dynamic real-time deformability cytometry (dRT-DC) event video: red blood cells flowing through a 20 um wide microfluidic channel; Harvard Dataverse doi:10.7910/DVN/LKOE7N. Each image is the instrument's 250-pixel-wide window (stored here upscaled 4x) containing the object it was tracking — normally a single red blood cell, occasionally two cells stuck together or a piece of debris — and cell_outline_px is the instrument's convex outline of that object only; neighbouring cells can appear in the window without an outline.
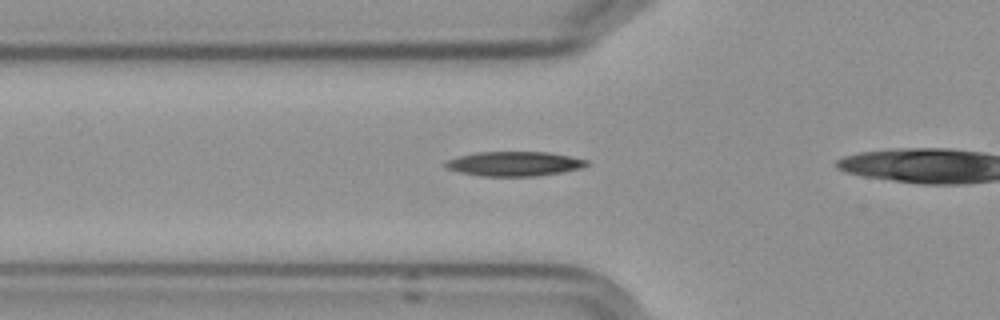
{"species": "Egyptian fruit bat (a non-hibernating species)", "species_latin": "Rousettus aegyptiacus", "temperature_condition": "cold", "stored_images_in_passage": 35, "camera_frame_rate_fps": 3000, "um_per_image_px": 0.085, "frame": {"image": 1, "passage_image": 6, "time_ms": 1.667, "image_size_px": [1000, 320], "cell_outline_px": [[588, 164], [580, 168], [564, 172], [540, 176], [480, 176], [460, 172], [444, 168], [440, 164], [448, 160], [460, 156], [476, 152], [548, 152], [588, 160]], "centroid_in_image_um": [43.67, 13.93], "position_along_channel_um": 82.1, "area_um2": 20.29}}
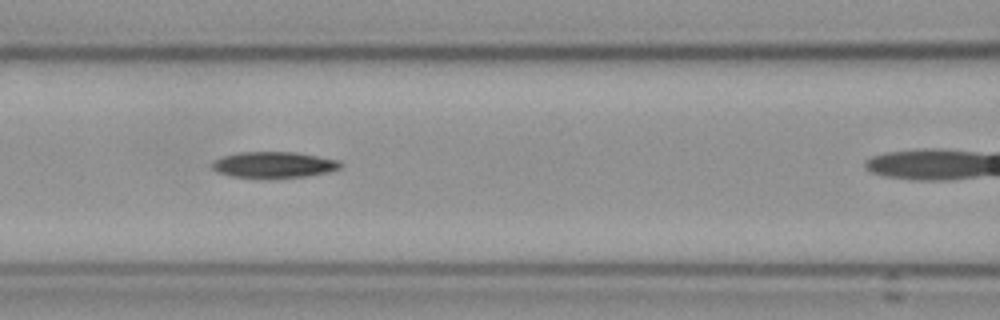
{"frame": {"image": 2, "passage_image": 11, "time_ms": 3.333, "image_size_px": [1000, 320], "cell_outline_px": [[344, 164], [340, 168], [328, 172], [304, 176], [232, 176], [216, 172], [212, 168], [212, 164], [216, 160], [224, 156], [240, 152], [296, 152], [340, 160]], "centroid_in_image_um": [23.33, 13.97], "position_along_channel_um": 143.3, "area_um2": 18.9}}
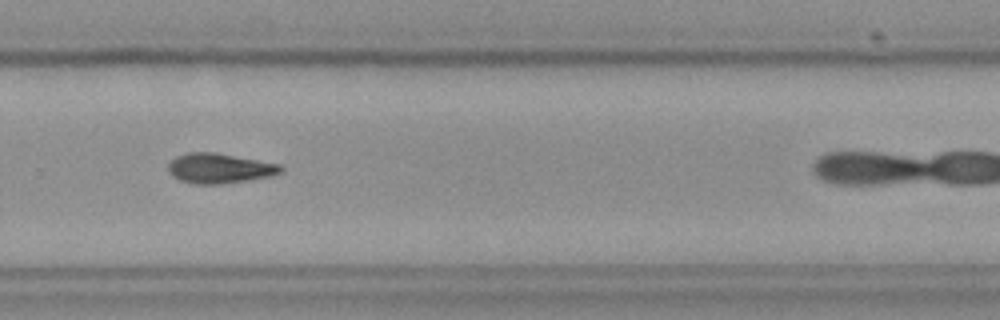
{"frame": {"image": 3, "passage_image": 25, "time_ms": 8.0, "image_size_px": [1000, 320], "cell_outline_px": [[284, 172], [272, 176], [224, 184], [192, 184], [180, 180], [172, 176], [168, 172], [168, 164], [176, 156], [188, 152], [216, 152], [280, 164], [284, 168]], "centroid_in_image_um": [18.67, 14.31], "position_along_channel_um": 311.1, "area_um2": 19.94}, "authors_computed_cell_mechanics": {"area_um2": 19.8832, "velocity_mm_per_s": 3.5967, "shape_relaxation_time_tau1_ms": 4.0177, "shape_relaxation_time_tau2_ms": null, "deformation_change_tau1": 0.1294, "deformation_change_tau2": null}}